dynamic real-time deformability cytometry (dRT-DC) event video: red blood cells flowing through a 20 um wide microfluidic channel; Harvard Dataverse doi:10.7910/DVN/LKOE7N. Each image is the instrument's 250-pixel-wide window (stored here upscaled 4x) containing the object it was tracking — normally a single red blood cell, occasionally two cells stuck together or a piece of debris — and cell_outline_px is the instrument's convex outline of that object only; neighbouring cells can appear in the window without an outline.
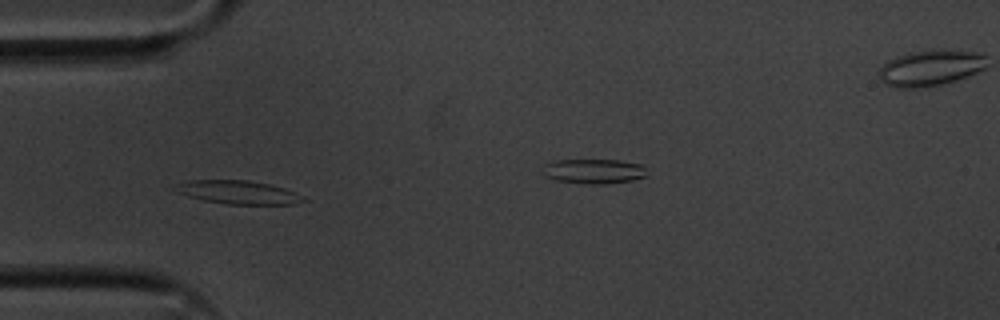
{"species": "common noctule bat (a hibernating species)", "species_latin": "Nyctalus noctula", "temperature_condition": "cold", "stored_images_in_passage": 5, "camera_frame_rate_fps": 3000, "um_per_image_px": 0.085, "animal": {"sex": "male", "body_mass_g": 20.1, "forearm_length_mm": 53.5}, "frame": {"image": 1, "passage_image": 3, "time_ms": 0.667, "image_size_px": [1000, 320], "cell_outline_px": [[308, 200], [292, 204], [228, 204], [204, 200], [188, 196], [176, 192], [168, 188], [176, 184], [188, 180], [248, 180], [268, 184], [284, 188], [304, 196]], "centroid_in_image_um": [20.19, 16.34], "position_along_channel_um": 64.8, "area_um2": 17.57}}
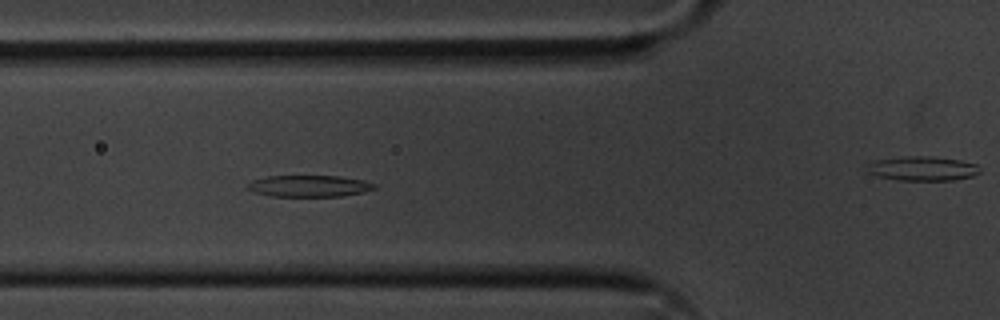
{"frame": {"image": 2, "passage_image": 4, "time_ms": 1.0, "image_size_px": [1000, 320], "cell_outline_px": [[376, 188], [364, 192], [344, 196], [272, 196], [252, 192], [244, 188], [244, 184], [252, 180], [264, 176], [340, 176], [364, 180], [376, 184]], "centroid_in_image_um": [26.22, 15.81], "position_along_channel_um": 99.6, "area_um2": 16.24}}